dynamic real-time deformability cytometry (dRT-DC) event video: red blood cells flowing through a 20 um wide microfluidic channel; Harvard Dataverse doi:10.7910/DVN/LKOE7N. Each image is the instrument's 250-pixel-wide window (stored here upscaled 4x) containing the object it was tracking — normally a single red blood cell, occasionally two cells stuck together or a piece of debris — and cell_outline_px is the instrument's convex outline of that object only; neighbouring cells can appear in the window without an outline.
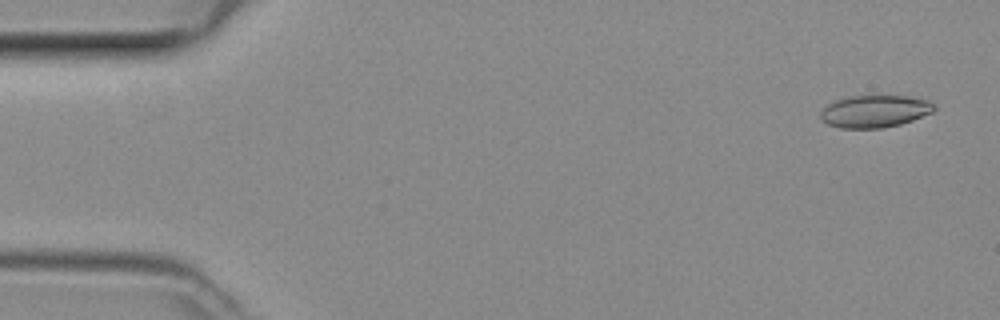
{"species": "common noctule bat (a hibernating species)", "species_latin": "Nyctalus noctula", "temperature_condition": "room temperature", "stored_images_in_passage": 48, "camera_frame_rate_fps": 3000, "um_per_image_px": 0.085, "animal": {"sex": "female", "body_mass_g": 29.2, "forearm_length_mm": 56.3}, "frame": {"image": 1, "passage_image": 2, "time_ms": 0.333, "image_size_px": [1000, 320], "cell_outline_px": [[936, 108], [932, 112], [912, 120], [900, 124], [884, 128], [840, 128], [828, 124], [820, 120], [820, 112], [828, 104], [836, 100], [848, 96], [908, 96], [928, 100], [936, 104]], "centroid_in_image_um": [74.35, 9.46], "position_along_channel_um": 10.6, "area_um2": 21.44}}
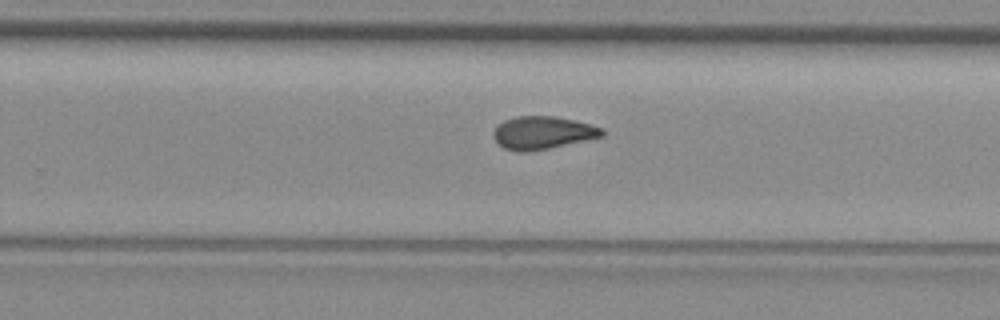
{"frame": {"image": 2, "passage_image": 30, "time_ms": 9.667, "image_size_px": [1000, 320], "cell_outline_px": [[604, 136], [548, 148], [528, 152], [516, 152], [504, 148], [492, 136], [492, 132], [504, 120], [516, 116], [552, 116], [592, 124], [604, 128]], "centroid_in_image_um": [46.13, 11.28], "position_along_channel_um": 283.7, "area_um2": 20.69}}
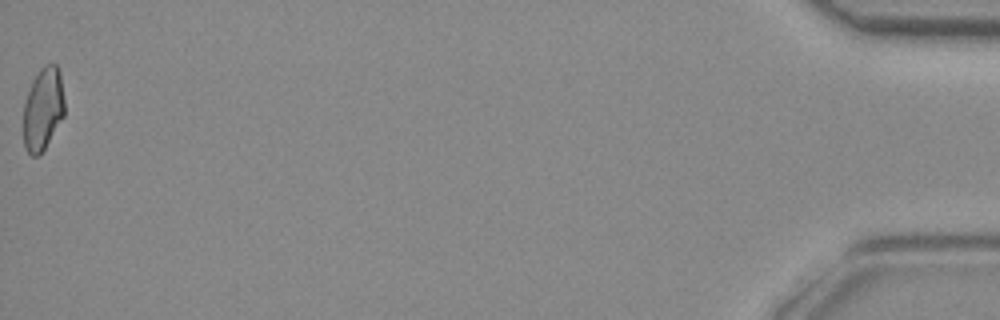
{"frame": {"image": 3, "passage_image": 48, "time_ms": 15.667, "image_size_px": [1000, 320], "cell_outline_px": [[64, 116], [44, 148], [36, 156], [32, 156], [24, 148], [24, 104], [32, 80], [40, 68], [44, 64], [56, 64], [60, 72], [64, 100]], "centroid_in_image_um": [3.66, 9.22], "position_along_channel_um": 431.5, "area_um2": 19.65}}